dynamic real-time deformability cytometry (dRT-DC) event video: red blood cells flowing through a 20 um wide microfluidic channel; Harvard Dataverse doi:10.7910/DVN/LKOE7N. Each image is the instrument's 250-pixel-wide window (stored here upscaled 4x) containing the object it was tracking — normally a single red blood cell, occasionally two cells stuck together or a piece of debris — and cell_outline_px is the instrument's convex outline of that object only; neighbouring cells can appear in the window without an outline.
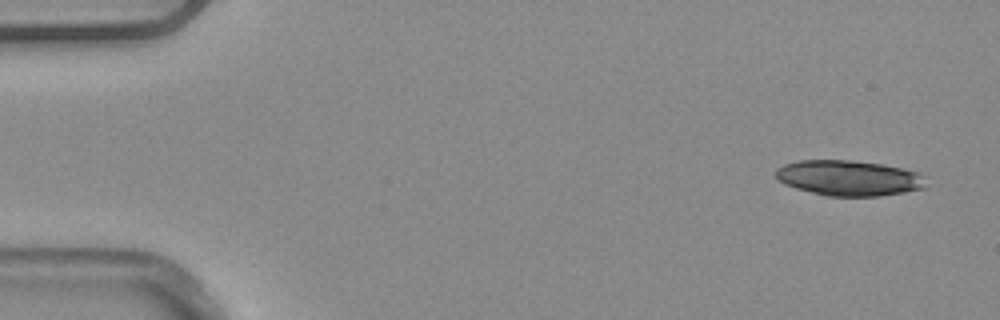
{"species": "common noctule bat (a hibernating species)", "species_latin": "Nyctalus noctula", "temperature_condition": "warm", "stored_images_in_passage": 4, "camera_frame_rate_fps": 3000, "um_per_image_px": 0.085, "animal": {"sex": "male", "body_mass_g": 20.4}, "frame": {"image": 1, "passage_image": 1, "time_ms": 0.0, "image_size_px": [1000, 320], "cell_outline_px": [[924, 188], [904, 192], [880, 196], [828, 196], [796, 188], [784, 184], [776, 180], [776, 168], [784, 164], [800, 160], [852, 160], [880, 164], [904, 168], [916, 172], [924, 176]], "centroid_in_image_um": [72.12, 15.13], "position_along_channel_um": 12.9, "area_um2": 30.98}}